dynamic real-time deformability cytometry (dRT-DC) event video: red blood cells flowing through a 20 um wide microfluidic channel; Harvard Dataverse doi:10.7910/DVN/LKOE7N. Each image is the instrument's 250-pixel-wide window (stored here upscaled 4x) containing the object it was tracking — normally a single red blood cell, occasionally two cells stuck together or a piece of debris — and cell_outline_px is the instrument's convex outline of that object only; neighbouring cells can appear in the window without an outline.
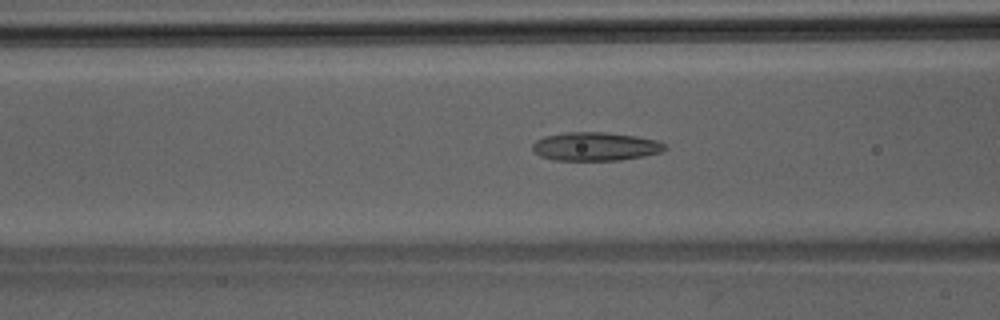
{"species": "Egyptian fruit bat (a non-hibernating species)", "species_latin": "Rousettus aegyptiacus", "temperature_condition": "room temperature", "stored_images_in_passage": 42, "camera_frame_rate_fps": 3000, "um_per_image_px": 0.085, "animal": {"sex": "male"}, "frame": {"image": 1, "passage_image": 18, "time_ms": 5.667, "image_size_px": [1000, 320], "cell_outline_px": [[668, 148], [660, 152], [644, 156], [620, 160], [556, 160], [540, 156], [532, 148], [532, 144], [536, 140], [544, 136], [564, 132], [604, 132], [636, 136], [656, 140], [664, 144]], "centroid_in_image_um": [50.6, 12.44], "position_along_channel_um": 116.0, "area_um2": 21.96}}
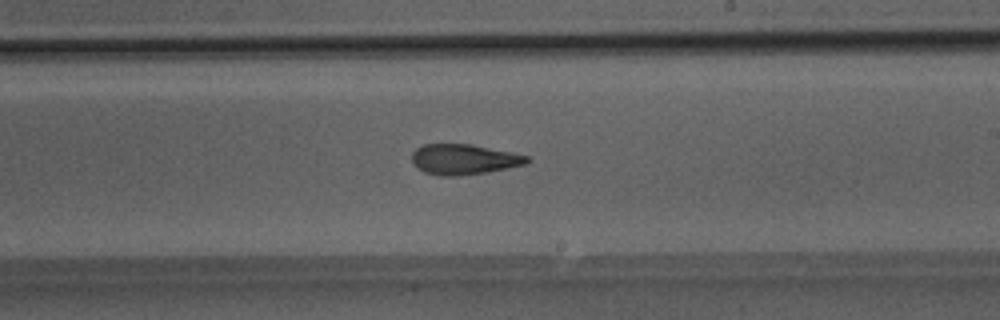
{"frame": {"image": 2, "passage_image": 27, "time_ms": 8.667, "image_size_px": [1000, 320], "cell_outline_px": [[532, 160], [524, 164], [508, 168], [488, 172], [456, 176], [440, 176], [424, 172], [412, 160], [412, 152], [416, 148], [424, 144], [472, 144], [512, 152], [528, 156]], "centroid_in_image_um": [39.45, 13.54], "position_along_channel_um": 249.5, "area_um2": 20.35}}
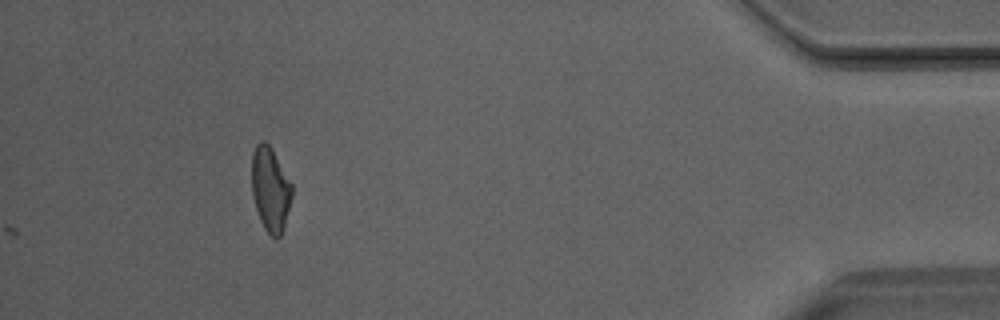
{"frame": {"image": 3, "passage_image": 42, "time_ms": 13.667, "image_size_px": [1000, 320], "cell_outline_px": [[292, 196], [284, 228], [280, 236], [276, 240], [264, 228], [260, 220], [252, 196], [252, 152], [256, 144], [260, 140], [264, 140], [268, 144], [292, 184]], "centroid_in_image_um": [22.97, 16.1], "position_along_channel_um": 412.2, "area_um2": 19.65}}